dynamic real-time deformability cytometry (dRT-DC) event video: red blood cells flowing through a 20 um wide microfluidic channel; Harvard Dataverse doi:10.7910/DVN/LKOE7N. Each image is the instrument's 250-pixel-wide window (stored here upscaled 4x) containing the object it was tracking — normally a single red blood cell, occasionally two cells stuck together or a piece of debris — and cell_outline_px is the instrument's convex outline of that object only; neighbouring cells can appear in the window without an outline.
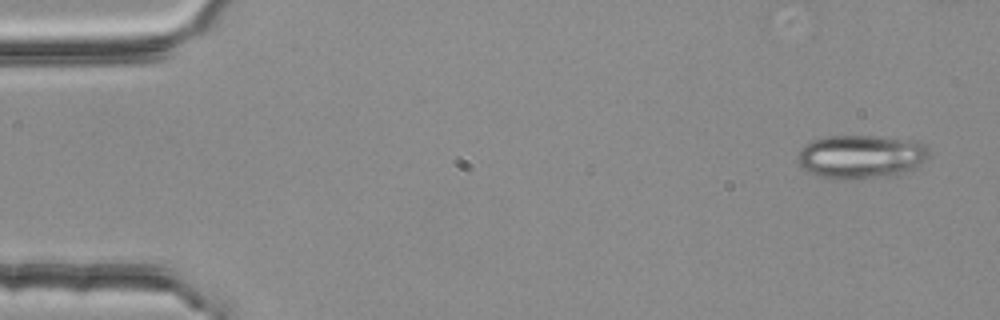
{"species": "common noctule bat (a hibernating species)", "species_latin": "Nyctalus noctula", "temperature_condition": "room temperature", "stored_images_in_passage": 5, "camera_frame_rate_fps": 3000, "um_per_image_px": 0.085, "animal": {"sex": "female", "body_mass_g": 25.1}, "frame": {"image": 1, "passage_image": 1, "time_ms": 0.0, "image_size_px": [1000, 320], "cell_outline_px": [[928, 156], [916, 168], [892, 176], [836, 180], [816, 176], [800, 168], [796, 160], [796, 156], [800, 148], [804, 144], [812, 140], [828, 136], [880, 136], [916, 140], [928, 144]], "centroid_in_image_um": [73.15, 13.31], "position_along_channel_um": 11.9, "area_um2": 34.16}}